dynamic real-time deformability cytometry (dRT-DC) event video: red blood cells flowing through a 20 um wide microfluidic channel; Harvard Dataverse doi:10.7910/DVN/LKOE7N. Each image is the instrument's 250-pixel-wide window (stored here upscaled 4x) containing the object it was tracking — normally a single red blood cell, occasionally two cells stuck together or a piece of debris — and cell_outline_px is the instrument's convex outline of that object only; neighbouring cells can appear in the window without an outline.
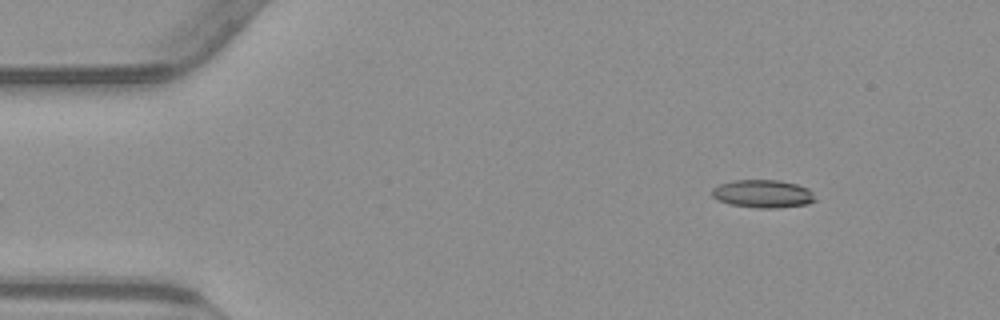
{"species": "common noctule bat (a hibernating species)", "species_latin": "Nyctalus noctula", "temperature_condition": "warm", "stored_images_in_passage": 47, "camera_frame_rate_fps": 3000, "um_per_image_px": 0.085, "animal": {"sex": "male", "body_mass_g": 23.1, "forearm_length_mm": 52.7}, "frame": {"image": 1, "passage_image": 1, "time_ms": 0.0, "image_size_px": [1000, 320], "cell_outline_px": [[816, 200], [808, 204], [776, 208], [756, 208], [728, 204], [712, 196], [712, 188], [720, 184], [732, 180], [780, 180], [796, 184], [808, 188], [812, 192]], "centroid_in_image_um": [64.85, 16.47], "position_along_channel_um": 20.2, "area_um2": 16.88}}
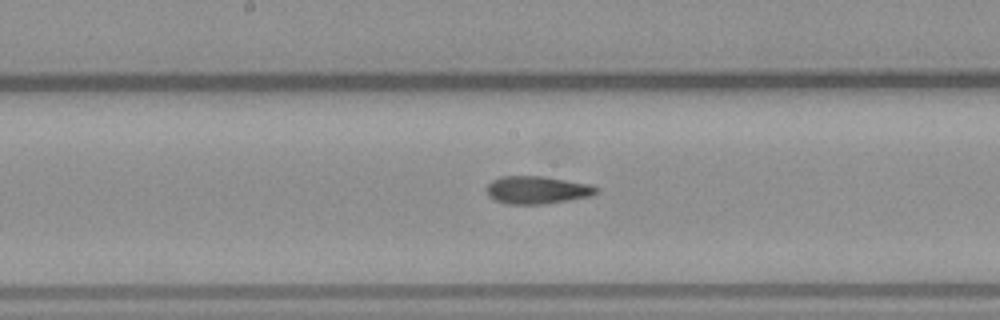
{"frame": {"image": 2, "passage_image": 22, "time_ms": 7.0, "image_size_px": [1000, 320], "cell_outline_px": [[600, 188], [596, 192], [588, 196], [568, 200], [544, 204], [508, 204], [496, 200], [488, 192], [488, 184], [492, 180], [500, 176], [544, 176], [588, 184]], "centroid_in_image_um": [45.66, 16.14], "position_along_channel_um": 202.5, "area_um2": 17.4}}
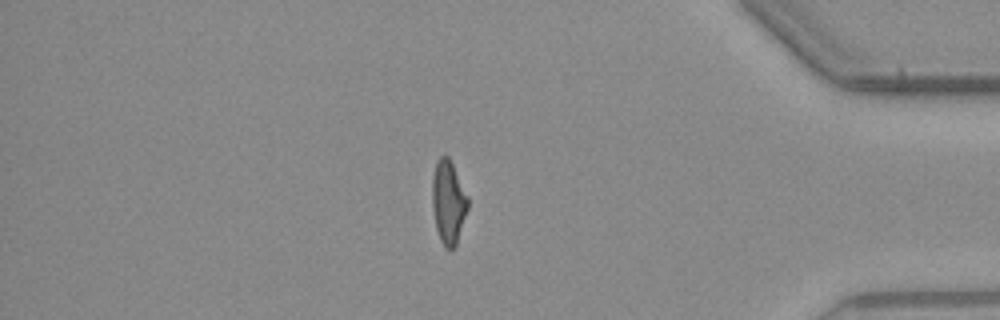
{"frame": {"image": 3, "passage_image": 40, "time_ms": 13.0, "image_size_px": [1000, 320], "cell_outline_px": [[468, 208], [456, 244], [452, 248], [444, 248], [440, 240], [436, 228], [432, 204], [432, 176], [436, 160], [440, 156], [448, 156], [468, 196]], "centroid_in_image_um": [38.09, 17.16], "position_along_channel_um": 397.1, "area_um2": 17.22}}